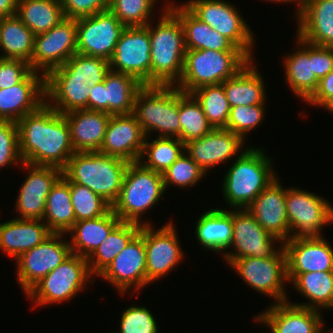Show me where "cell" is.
<instances>
[{
  "label": "cell",
  "mask_w": 333,
  "mask_h": 333,
  "mask_svg": "<svg viewBox=\"0 0 333 333\" xmlns=\"http://www.w3.org/2000/svg\"><path fill=\"white\" fill-rule=\"evenodd\" d=\"M19 154L24 163L63 170L75 153L64 114L46 102L18 122Z\"/></svg>",
  "instance_id": "cell-1"
},
{
  "label": "cell",
  "mask_w": 333,
  "mask_h": 333,
  "mask_svg": "<svg viewBox=\"0 0 333 333\" xmlns=\"http://www.w3.org/2000/svg\"><path fill=\"white\" fill-rule=\"evenodd\" d=\"M159 18L155 27L149 23L151 85H176L187 50L182 22L167 3Z\"/></svg>",
  "instance_id": "cell-2"
},
{
  "label": "cell",
  "mask_w": 333,
  "mask_h": 333,
  "mask_svg": "<svg viewBox=\"0 0 333 333\" xmlns=\"http://www.w3.org/2000/svg\"><path fill=\"white\" fill-rule=\"evenodd\" d=\"M235 159L223 178L222 192L228 208L242 209L277 179V173L262 147L249 146Z\"/></svg>",
  "instance_id": "cell-3"
},
{
  "label": "cell",
  "mask_w": 333,
  "mask_h": 333,
  "mask_svg": "<svg viewBox=\"0 0 333 333\" xmlns=\"http://www.w3.org/2000/svg\"><path fill=\"white\" fill-rule=\"evenodd\" d=\"M129 162L99 151L75 152L62 174L72 183L86 186L111 206L117 201Z\"/></svg>",
  "instance_id": "cell-4"
},
{
  "label": "cell",
  "mask_w": 333,
  "mask_h": 333,
  "mask_svg": "<svg viewBox=\"0 0 333 333\" xmlns=\"http://www.w3.org/2000/svg\"><path fill=\"white\" fill-rule=\"evenodd\" d=\"M133 114L145 136L158 132V137L179 138V89L175 85H144L135 98Z\"/></svg>",
  "instance_id": "cell-5"
},
{
  "label": "cell",
  "mask_w": 333,
  "mask_h": 333,
  "mask_svg": "<svg viewBox=\"0 0 333 333\" xmlns=\"http://www.w3.org/2000/svg\"><path fill=\"white\" fill-rule=\"evenodd\" d=\"M164 191L161 173L144 167L139 161L129 162L120 195L112 205V210L121 221L151 224L145 220L141 222V216L157 205Z\"/></svg>",
  "instance_id": "cell-6"
},
{
  "label": "cell",
  "mask_w": 333,
  "mask_h": 333,
  "mask_svg": "<svg viewBox=\"0 0 333 333\" xmlns=\"http://www.w3.org/2000/svg\"><path fill=\"white\" fill-rule=\"evenodd\" d=\"M250 59L242 51H213L187 49L181 79L175 85L185 93L221 84L234 77Z\"/></svg>",
  "instance_id": "cell-7"
},
{
  "label": "cell",
  "mask_w": 333,
  "mask_h": 333,
  "mask_svg": "<svg viewBox=\"0 0 333 333\" xmlns=\"http://www.w3.org/2000/svg\"><path fill=\"white\" fill-rule=\"evenodd\" d=\"M92 278L87 258L72 253L41 279L26 296L35 303V307L64 303L84 291L87 282L94 283Z\"/></svg>",
  "instance_id": "cell-8"
},
{
  "label": "cell",
  "mask_w": 333,
  "mask_h": 333,
  "mask_svg": "<svg viewBox=\"0 0 333 333\" xmlns=\"http://www.w3.org/2000/svg\"><path fill=\"white\" fill-rule=\"evenodd\" d=\"M183 5L211 29L227 37L250 60L254 59L255 35L235 5L225 0H188Z\"/></svg>",
  "instance_id": "cell-9"
},
{
  "label": "cell",
  "mask_w": 333,
  "mask_h": 333,
  "mask_svg": "<svg viewBox=\"0 0 333 333\" xmlns=\"http://www.w3.org/2000/svg\"><path fill=\"white\" fill-rule=\"evenodd\" d=\"M270 257L235 258L228 265L249 285V288L273 299V303L288 301L284 283L287 278V258L283 245Z\"/></svg>",
  "instance_id": "cell-10"
},
{
  "label": "cell",
  "mask_w": 333,
  "mask_h": 333,
  "mask_svg": "<svg viewBox=\"0 0 333 333\" xmlns=\"http://www.w3.org/2000/svg\"><path fill=\"white\" fill-rule=\"evenodd\" d=\"M285 200L290 238L323 236L322 228L333 223V204L313 192L289 187Z\"/></svg>",
  "instance_id": "cell-11"
},
{
  "label": "cell",
  "mask_w": 333,
  "mask_h": 333,
  "mask_svg": "<svg viewBox=\"0 0 333 333\" xmlns=\"http://www.w3.org/2000/svg\"><path fill=\"white\" fill-rule=\"evenodd\" d=\"M151 44L149 24L125 27L109 60L110 70L137 78L151 85Z\"/></svg>",
  "instance_id": "cell-12"
},
{
  "label": "cell",
  "mask_w": 333,
  "mask_h": 333,
  "mask_svg": "<svg viewBox=\"0 0 333 333\" xmlns=\"http://www.w3.org/2000/svg\"><path fill=\"white\" fill-rule=\"evenodd\" d=\"M64 235L52 233L44 242L15 260L17 282L25 295L72 254L69 240L66 241Z\"/></svg>",
  "instance_id": "cell-13"
},
{
  "label": "cell",
  "mask_w": 333,
  "mask_h": 333,
  "mask_svg": "<svg viewBox=\"0 0 333 333\" xmlns=\"http://www.w3.org/2000/svg\"><path fill=\"white\" fill-rule=\"evenodd\" d=\"M76 53V19L65 18L49 31L35 35L31 70L46 76Z\"/></svg>",
  "instance_id": "cell-14"
},
{
  "label": "cell",
  "mask_w": 333,
  "mask_h": 333,
  "mask_svg": "<svg viewBox=\"0 0 333 333\" xmlns=\"http://www.w3.org/2000/svg\"><path fill=\"white\" fill-rule=\"evenodd\" d=\"M77 53L110 60L125 26L110 11L76 19Z\"/></svg>",
  "instance_id": "cell-15"
},
{
  "label": "cell",
  "mask_w": 333,
  "mask_h": 333,
  "mask_svg": "<svg viewBox=\"0 0 333 333\" xmlns=\"http://www.w3.org/2000/svg\"><path fill=\"white\" fill-rule=\"evenodd\" d=\"M174 225L170 221L155 230L152 224H144L146 278L150 284L168 275L185 258Z\"/></svg>",
  "instance_id": "cell-16"
},
{
  "label": "cell",
  "mask_w": 333,
  "mask_h": 333,
  "mask_svg": "<svg viewBox=\"0 0 333 333\" xmlns=\"http://www.w3.org/2000/svg\"><path fill=\"white\" fill-rule=\"evenodd\" d=\"M98 277L110 283L115 289L117 288L119 294L123 293V295L132 287L135 294L150 284L146 278L144 224L141 226L140 232L116 255L112 263Z\"/></svg>",
  "instance_id": "cell-17"
},
{
  "label": "cell",
  "mask_w": 333,
  "mask_h": 333,
  "mask_svg": "<svg viewBox=\"0 0 333 333\" xmlns=\"http://www.w3.org/2000/svg\"><path fill=\"white\" fill-rule=\"evenodd\" d=\"M277 242L281 243L256 221L247 208L233 209V237L229 249L234 252H225L223 259L229 264L235 258H267L279 249L274 246Z\"/></svg>",
  "instance_id": "cell-18"
},
{
  "label": "cell",
  "mask_w": 333,
  "mask_h": 333,
  "mask_svg": "<svg viewBox=\"0 0 333 333\" xmlns=\"http://www.w3.org/2000/svg\"><path fill=\"white\" fill-rule=\"evenodd\" d=\"M28 175L19 187L15 202L18 219L42 220L47 196L52 186L62 176V170L52 166H38L22 163Z\"/></svg>",
  "instance_id": "cell-19"
},
{
  "label": "cell",
  "mask_w": 333,
  "mask_h": 333,
  "mask_svg": "<svg viewBox=\"0 0 333 333\" xmlns=\"http://www.w3.org/2000/svg\"><path fill=\"white\" fill-rule=\"evenodd\" d=\"M282 245L288 282L301 273L333 271V248L323 236L292 237Z\"/></svg>",
  "instance_id": "cell-20"
},
{
  "label": "cell",
  "mask_w": 333,
  "mask_h": 333,
  "mask_svg": "<svg viewBox=\"0 0 333 333\" xmlns=\"http://www.w3.org/2000/svg\"><path fill=\"white\" fill-rule=\"evenodd\" d=\"M245 141L226 128H213L205 136L185 144V152L207 174L215 165L240 155ZM231 158V159H230Z\"/></svg>",
  "instance_id": "cell-21"
},
{
  "label": "cell",
  "mask_w": 333,
  "mask_h": 333,
  "mask_svg": "<svg viewBox=\"0 0 333 333\" xmlns=\"http://www.w3.org/2000/svg\"><path fill=\"white\" fill-rule=\"evenodd\" d=\"M321 311L294 305L289 301L273 303L254 316L258 323L266 325L271 333H323Z\"/></svg>",
  "instance_id": "cell-22"
},
{
  "label": "cell",
  "mask_w": 333,
  "mask_h": 333,
  "mask_svg": "<svg viewBox=\"0 0 333 333\" xmlns=\"http://www.w3.org/2000/svg\"><path fill=\"white\" fill-rule=\"evenodd\" d=\"M41 74V75H40ZM45 103V76L30 71L18 84L0 89V121L18 122Z\"/></svg>",
  "instance_id": "cell-23"
},
{
  "label": "cell",
  "mask_w": 333,
  "mask_h": 333,
  "mask_svg": "<svg viewBox=\"0 0 333 333\" xmlns=\"http://www.w3.org/2000/svg\"><path fill=\"white\" fill-rule=\"evenodd\" d=\"M145 137L133 113L111 115L99 152L128 162H137L143 150Z\"/></svg>",
  "instance_id": "cell-24"
},
{
  "label": "cell",
  "mask_w": 333,
  "mask_h": 333,
  "mask_svg": "<svg viewBox=\"0 0 333 333\" xmlns=\"http://www.w3.org/2000/svg\"><path fill=\"white\" fill-rule=\"evenodd\" d=\"M286 190L277 178L247 207L256 221L281 244L290 239Z\"/></svg>",
  "instance_id": "cell-25"
},
{
  "label": "cell",
  "mask_w": 333,
  "mask_h": 333,
  "mask_svg": "<svg viewBox=\"0 0 333 333\" xmlns=\"http://www.w3.org/2000/svg\"><path fill=\"white\" fill-rule=\"evenodd\" d=\"M51 234L43 220L13 218L0 222V251L17 259L44 242Z\"/></svg>",
  "instance_id": "cell-26"
},
{
  "label": "cell",
  "mask_w": 333,
  "mask_h": 333,
  "mask_svg": "<svg viewBox=\"0 0 333 333\" xmlns=\"http://www.w3.org/2000/svg\"><path fill=\"white\" fill-rule=\"evenodd\" d=\"M75 152L99 151L111 115L102 111L74 110L64 114Z\"/></svg>",
  "instance_id": "cell-27"
},
{
  "label": "cell",
  "mask_w": 333,
  "mask_h": 333,
  "mask_svg": "<svg viewBox=\"0 0 333 333\" xmlns=\"http://www.w3.org/2000/svg\"><path fill=\"white\" fill-rule=\"evenodd\" d=\"M295 52L283 59L285 79L298 98L307 102L318 88L319 80L314 74L313 45L297 36ZM301 47V48H299Z\"/></svg>",
  "instance_id": "cell-28"
},
{
  "label": "cell",
  "mask_w": 333,
  "mask_h": 333,
  "mask_svg": "<svg viewBox=\"0 0 333 333\" xmlns=\"http://www.w3.org/2000/svg\"><path fill=\"white\" fill-rule=\"evenodd\" d=\"M297 36L311 45L333 47V0H310L296 18Z\"/></svg>",
  "instance_id": "cell-29"
},
{
  "label": "cell",
  "mask_w": 333,
  "mask_h": 333,
  "mask_svg": "<svg viewBox=\"0 0 333 333\" xmlns=\"http://www.w3.org/2000/svg\"><path fill=\"white\" fill-rule=\"evenodd\" d=\"M168 7L182 22L186 49L213 51H241L227 37L199 20L183 4L177 5L168 0Z\"/></svg>",
  "instance_id": "cell-30"
},
{
  "label": "cell",
  "mask_w": 333,
  "mask_h": 333,
  "mask_svg": "<svg viewBox=\"0 0 333 333\" xmlns=\"http://www.w3.org/2000/svg\"><path fill=\"white\" fill-rule=\"evenodd\" d=\"M195 228L197 241L204 249L223 255L232 242L233 209L212 208L201 214Z\"/></svg>",
  "instance_id": "cell-31"
},
{
  "label": "cell",
  "mask_w": 333,
  "mask_h": 333,
  "mask_svg": "<svg viewBox=\"0 0 333 333\" xmlns=\"http://www.w3.org/2000/svg\"><path fill=\"white\" fill-rule=\"evenodd\" d=\"M120 222L112 208L101 217L75 221L66 234L71 252L88 258Z\"/></svg>",
  "instance_id": "cell-32"
},
{
  "label": "cell",
  "mask_w": 333,
  "mask_h": 333,
  "mask_svg": "<svg viewBox=\"0 0 333 333\" xmlns=\"http://www.w3.org/2000/svg\"><path fill=\"white\" fill-rule=\"evenodd\" d=\"M254 60L246 63L234 77L222 82L230 107L266 104L265 82Z\"/></svg>",
  "instance_id": "cell-33"
},
{
  "label": "cell",
  "mask_w": 333,
  "mask_h": 333,
  "mask_svg": "<svg viewBox=\"0 0 333 333\" xmlns=\"http://www.w3.org/2000/svg\"><path fill=\"white\" fill-rule=\"evenodd\" d=\"M91 89L79 78H45V102L62 114L88 110Z\"/></svg>",
  "instance_id": "cell-34"
},
{
  "label": "cell",
  "mask_w": 333,
  "mask_h": 333,
  "mask_svg": "<svg viewBox=\"0 0 333 333\" xmlns=\"http://www.w3.org/2000/svg\"><path fill=\"white\" fill-rule=\"evenodd\" d=\"M42 220L55 234H67L76 221L71 202L70 181L63 174L47 196Z\"/></svg>",
  "instance_id": "cell-35"
},
{
  "label": "cell",
  "mask_w": 333,
  "mask_h": 333,
  "mask_svg": "<svg viewBox=\"0 0 333 333\" xmlns=\"http://www.w3.org/2000/svg\"><path fill=\"white\" fill-rule=\"evenodd\" d=\"M34 39L35 34L16 14L0 19V58L23 60L31 68Z\"/></svg>",
  "instance_id": "cell-36"
},
{
  "label": "cell",
  "mask_w": 333,
  "mask_h": 333,
  "mask_svg": "<svg viewBox=\"0 0 333 333\" xmlns=\"http://www.w3.org/2000/svg\"><path fill=\"white\" fill-rule=\"evenodd\" d=\"M290 283L296 292L298 291L309 301L293 303L294 305L319 311L333 309V271L301 273Z\"/></svg>",
  "instance_id": "cell-37"
},
{
  "label": "cell",
  "mask_w": 333,
  "mask_h": 333,
  "mask_svg": "<svg viewBox=\"0 0 333 333\" xmlns=\"http://www.w3.org/2000/svg\"><path fill=\"white\" fill-rule=\"evenodd\" d=\"M106 113L109 115L132 114L137 92L144 86L132 75L110 70L105 78Z\"/></svg>",
  "instance_id": "cell-38"
},
{
  "label": "cell",
  "mask_w": 333,
  "mask_h": 333,
  "mask_svg": "<svg viewBox=\"0 0 333 333\" xmlns=\"http://www.w3.org/2000/svg\"><path fill=\"white\" fill-rule=\"evenodd\" d=\"M140 224L121 221L87 258L91 275L99 276L140 232Z\"/></svg>",
  "instance_id": "cell-39"
},
{
  "label": "cell",
  "mask_w": 333,
  "mask_h": 333,
  "mask_svg": "<svg viewBox=\"0 0 333 333\" xmlns=\"http://www.w3.org/2000/svg\"><path fill=\"white\" fill-rule=\"evenodd\" d=\"M16 15L35 35L65 19L60 0H18Z\"/></svg>",
  "instance_id": "cell-40"
},
{
  "label": "cell",
  "mask_w": 333,
  "mask_h": 333,
  "mask_svg": "<svg viewBox=\"0 0 333 333\" xmlns=\"http://www.w3.org/2000/svg\"><path fill=\"white\" fill-rule=\"evenodd\" d=\"M109 71V60L76 53L65 64L51 70L45 78H79L92 87L103 82Z\"/></svg>",
  "instance_id": "cell-41"
},
{
  "label": "cell",
  "mask_w": 333,
  "mask_h": 333,
  "mask_svg": "<svg viewBox=\"0 0 333 333\" xmlns=\"http://www.w3.org/2000/svg\"><path fill=\"white\" fill-rule=\"evenodd\" d=\"M149 140L148 137H145L139 162L144 167L161 174L185 151V144L179 138L157 136L153 140Z\"/></svg>",
  "instance_id": "cell-42"
},
{
  "label": "cell",
  "mask_w": 333,
  "mask_h": 333,
  "mask_svg": "<svg viewBox=\"0 0 333 333\" xmlns=\"http://www.w3.org/2000/svg\"><path fill=\"white\" fill-rule=\"evenodd\" d=\"M179 120L181 123V141L199 139L208 134L212 125L208 122L201 104L192 94L179 89Z\"/></svg>",
  "instance_id": "cell-43"
},
{
  "label": "cell",
  "mask_w": 333,
  "mask_h": 333,
  "mask_svg": "<svg viewBox=\"0 0 333 333\" xmlns=\"http://www.w3.org/2000/svg\"><path fill=\"white\" fill-rule=\"evenodd\" d=\"M191 94L201 104L203 112L213 128L227 126L231 107L222 83L200 87Z\"/></svg>",
  "instance_id": "cell-44"
},
{
  "label": "cell",
  "mask_w": 333,
  "mask_h": 333,
  "mask_svg": "<svg viewBox=\"0 0 333 333\" xmlns=\"http://www.w3.org/2000/svg\"><path fill=\"white\" fill-rule=\"evenodd\" d=\"M71 202L76 221L105 215L112 206L86 186L70 182Z\"/></svg>",
  "instance_id": "cell-45"
},
{
  "label": "cell",
  "mask_w": 333,
  "mask_h": 333,
  "mask_svg": "<svg viewBox=\"0 0 333 333\" xmlns=\"http://www.w3.org/2000/svg\"><path fill=\"white\" fill-rule=\"evenodd\" d=\"M155 3L157 0H110L109 10L125 27L146 26L153 21Z\"/></svg>",
  "instance_id": "cell-46"
},
{
  "label": "cell",
  "mask_w": 333,
  "mask_h": 333,
  "mask_svg": "<svg viewBox=\"0 0 333 333\" xmlns=\"http://www.w3.org/2000/svg\"><path fill=\"white\" fill-rule=\"evenodd\" d=\"M207 175L198 164L184 153L162 173L165 191L169 186L188 188L197 185Z\"/></svg>",
  "instance_id": "cell-47"
},
{
  "label": "cell",
  "mask_w": 333,
  "mask_h": 333,
  "mask_svg": "<svg viewBox=\"0 0 333 333\" xmlns=\"http://www.w3.org/2000/svg\"><path fill=\"white\" fill-rule=\"evenodd\" d=\"M264 105L231 107L227 130L239 135L244 141L246 135L260 125L265 115Z\"/></svg>",
  "instance_id": "cell-48"
},
{
  "label": "cell",
  "mask_w": 333,
  "mask_h": 333,
  "mask_svg": "<svg viewBox=\"0 0 333 333\" xmlns=\"http://www.w3.org/2000/svg\"><path fill=\"white\" fill-rule=\"evenodd\" d=\"M120 330L115 333H158L152 312L144 306L132 305L122 312Z\"/></svg>",
  "instance_id": "cell-49"
},
{
  "label": "cell",
  "mask_w": 333,
  "mask_h": 333,
  "mask_svg": "<svg viewBox=\"0 0 333 333\" xmlns=\"http://www.w3.org/2000/svg\"><path fill=\"white\" fill-rule=\"evenodd\" d=\"M19 154L18 125L13 121H0V170L22 164Z\"/></svg>",
  "instance_id": "cell-50"
},
{
  "label": "cell",
  "mask_w": 333,
  "mask_h": 333,
  "mask_svg": "<svg viewBox=\"0 0 333 333\" xmlns=\"http://www.w3.org/2000/svg\"><path fill=\"white\" fill-rule=\"evenodd\" d=\"M65 18L77 19L109 10L110 0H60Z\"/></svg>",
  "instance_id": "cell-51"
},
{
  "label": "cell",
  "mask_w": 333,
  "mask_h": 333,
  "mask_svg": "<svg viewBox=\"0 0 333 333\" xmlns=\"http://www.w3.org/2000/svg\"><path fill=\"white\" fill-rule=\"evenodd\" d=\"M30 71V65L26 61L0 58V89L18 84Z\"/></svg>",
  "instance_id": "cell-52"
},
{
  "label": "cell",
  "mask_w": 333,
  "mask_h": 333,
  "mask_svg": "<svg viewBox=\"0 0 333 333\" xmlns=\"http://www.w3.org/2000/svg\"><path fill=\"white\" fill-rule=\"evenodd\" d=\"M314 74L320 81L333 70V47H322L313 45Z\"/></svg>",
  "instance_id": "cell-53"
},
{
  "label": "cell",
  "mask_w": 333,
  "mask_h": 333,
  "mask_svg": "<svg viewBox=\"0 0 333 333\" xmlns=\"http://www.w3.org/2000/svg\"><path fill=\"white\" fill-rule=\"evenodd\" d=\"M333 97V70L324 76L318 84V88L313 96L306 102L318 107H322L330 98Z\"/></svg>",
  "instance_id": "cell-54"
},
{
  "label": "cell",
  "mask_w": 333,
  "mask_h": 333,
  "mask_svg": "<svg viewBox=\"0 0 333 333\" xmlns=\"http://www.w3.org/2000/svg\"><path fill=\"white\" fill-rule=\"evenodd\" d=\"M106 90L104 81L92 86L88 97V110L106 112Z\"/></svg>",
  "instance_id": "cell-55"
},
{
  "label": "cell",
  "mask_w": 333,
  "mask_h": 333,
  "mask_svg": "<svg viewBox=\"0 0 333 333\" xmlns=\"http://www.w3.org/2000/svg\"><path fill=\"white\" fill-rule=\"evenodd\" d=\"M18 0H0V19L16 14Z\"/></svg>",
  "instance_id": "cell-56"
},
{
  "label": "cell",
  "mask_w": 333,
  "mask_h": 333,
  "mask_svg": "<svg viewBox=\"0 0 333 333\" xmlns=\"http://www.w3.org/2000/svg\"><path fill=\"white\" fill-rule=\"evenodd\" d=\"M286 2L288 3H290V2H295L297 5H298V7H296L297 9H295L296 10V12H295V14H296V17H298L299 16V14L308 6V4H309V2H310V0H286Z\"/></svg>",
  "instance_id": "cell-57"
},
{
  "label": "cell",
  "mask_w": 333,
  "mask_h": 333,
  "mask_svg": "<svg viewBox=\"0 0 333 333\" xmlns=\"http://www.w3.org/2000/svg\"><path fill=\"white\" fill-rule=\"evenodd\" d=\"M324 110L326 109L328 112L333 113V97L330 98L323 106Z\"/></svg>",
  "instance_id": "cell-58"
},
{
  "label": "cell",
  "mask_w": 333,
  "mask_h": 333,
  "mask_svg": "<svg viewBox=\"0 0 333 333\" xmlns=\"http://www.w3.org/2000/svg\"><path fill=\"white\" fill-rule=\"evenodd\" d=\"M267 1V0H266ZM268 1H271V2H274V3H285L286 2V0H268Z\"/></svg>",
  "instance_id": "cell-59"
},
{
  "label": "cell",
  "mask_w": 333,
  "mask_h": 333,
  "mask_svg": "<svg viewBox=\"0 0 333 333\" xmlns=\"http://www.w3.org/2000/svg\"><path fill=\"white\" fill-rule=\"evenodd\" d=\"M326 333H333V328L332 329H330L328 332H326Z\"/></svg>",
  "instance_id": "cell-60"
}]
</instances>
